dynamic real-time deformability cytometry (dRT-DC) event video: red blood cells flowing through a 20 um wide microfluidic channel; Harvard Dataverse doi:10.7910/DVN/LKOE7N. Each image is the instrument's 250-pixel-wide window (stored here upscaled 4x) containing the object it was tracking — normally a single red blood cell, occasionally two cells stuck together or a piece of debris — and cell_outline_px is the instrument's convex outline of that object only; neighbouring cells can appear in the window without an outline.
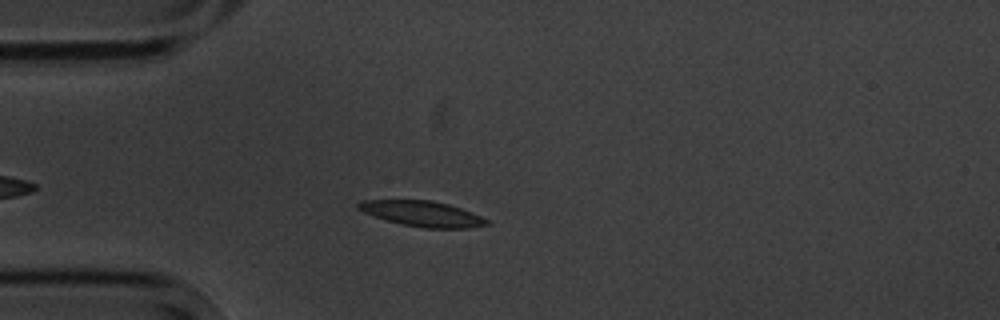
{"species": "common noctule bat (a hibernating species)", "species_latin": "Nyctalus noctula", "temperature_condition": "cold", "stored_images_in_passage": 5, "camera_frame_rate_fps": 3000, "um_per_image_px": 0.085, "animal": {"sex": "male", "body_mass_g": 20.1, "forearm_length_mm": 53.5}, "frame": {"image": 1, "passage_image": 4, "time_ms": 3.333, "image_size_px": [1000, 320], "cell_outline_px": [[488, 224], [468, 228], [424, 228], [404, 224], [388, 220], [364, 212], [356, 208], [356, 204], [364, 200], [432, 200], [448, 204], [460, 208], [480, 216], [488, 220]], "centroid_in_image_um": [35.89, 18.16], "position_along_channel_um": 49.1, "area_um2": 18.67}}